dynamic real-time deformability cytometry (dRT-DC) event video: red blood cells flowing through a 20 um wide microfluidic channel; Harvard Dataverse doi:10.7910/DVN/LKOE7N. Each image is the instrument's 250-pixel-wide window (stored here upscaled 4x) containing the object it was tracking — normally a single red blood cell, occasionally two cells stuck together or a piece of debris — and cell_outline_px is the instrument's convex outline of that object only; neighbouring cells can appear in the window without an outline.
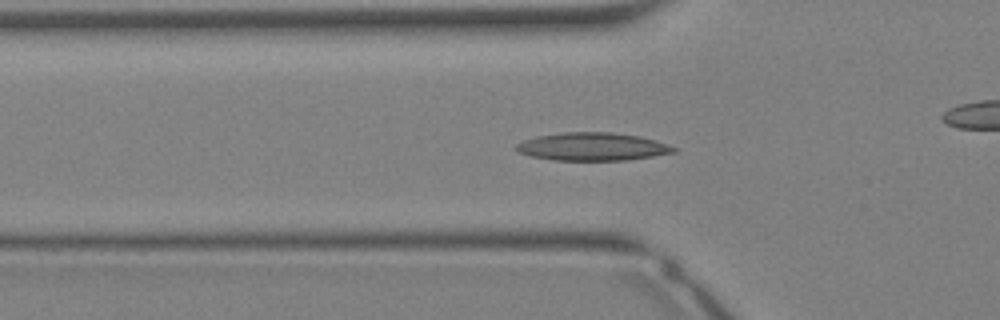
{"species": "Egyptian fruit bat (a non-hibernating species)", "species_latin": "Rousettus aegyptiacus", "temperature_condition": "warm", "stored_images_in_passage": 24, "camera_frame_rate_fps": 3000, "um_per_image_px": 0.085, "animal": {"sex": "female"}, "frame": {"image": 1, "passage_image": 4, "time_ms": 1.0, "image_size_px": [1000, 320], "cell_outline_px": [[676, 152], [652, 156], [624, 160], [552, 160], [532, 156], [520, 152], [516, 148], [516, 144], [524, 140], [536, 136], [564, 132], [612, 132], [640, 136], [656, 140], [676, 148]], "centroid_in_image_um": [50.36, 12.46], "position_along_channel_um": 75.4, "area_um2": 25.49}}
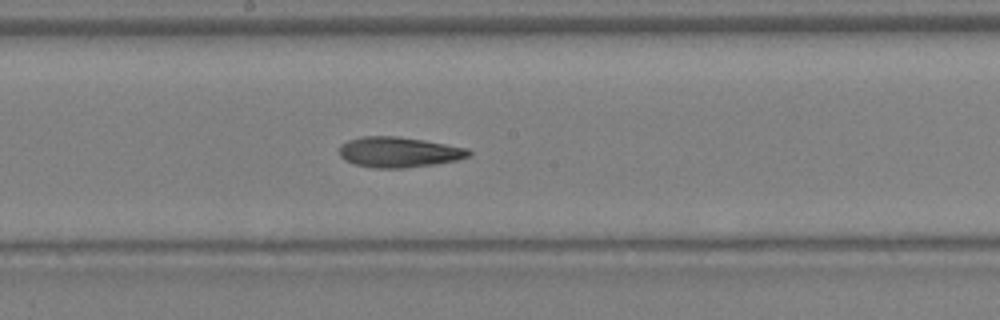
{"frame": {"image": 2, "passage_image": 11, "time_ms": 3.333, "image_size_px": [1000, 320], "cell_outline_px": [[472, 152], [468, 156], [456, 160], [432, 164], [404, 168], [376, 168], [356, 164], [344, 160], [340, 156], [340, 144], [348, 140], [360, 136], [396, 136], [424, 140], [468, 148]], "centroid_in_image_um": [33.87, 12.92], "position_along_channel_um": 214.3, "area_um2": 22.83}}
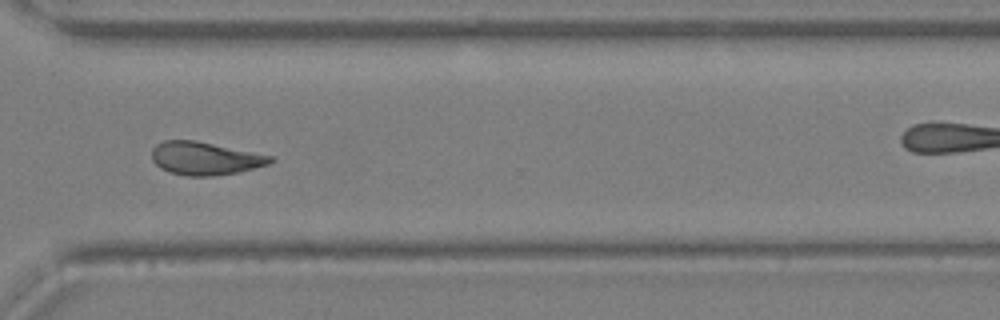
{"frame": {"image": 3, "passage_image": 18, "time_ms": 5.667, "image_size_px": [1000, 320], "cell_outline_px": [[276, 160], [268, 164], [236, 172], [212, 176], [188, 176], [172, 172], [160, 168], [152, 160], [152, 148], [156, 144], [164, 140], [196, 140], [272, 156]], "centroid_in_image_um": [17.4, 13.45], "position_along_channel_um": 353.2, "area_um2": 22.6}}